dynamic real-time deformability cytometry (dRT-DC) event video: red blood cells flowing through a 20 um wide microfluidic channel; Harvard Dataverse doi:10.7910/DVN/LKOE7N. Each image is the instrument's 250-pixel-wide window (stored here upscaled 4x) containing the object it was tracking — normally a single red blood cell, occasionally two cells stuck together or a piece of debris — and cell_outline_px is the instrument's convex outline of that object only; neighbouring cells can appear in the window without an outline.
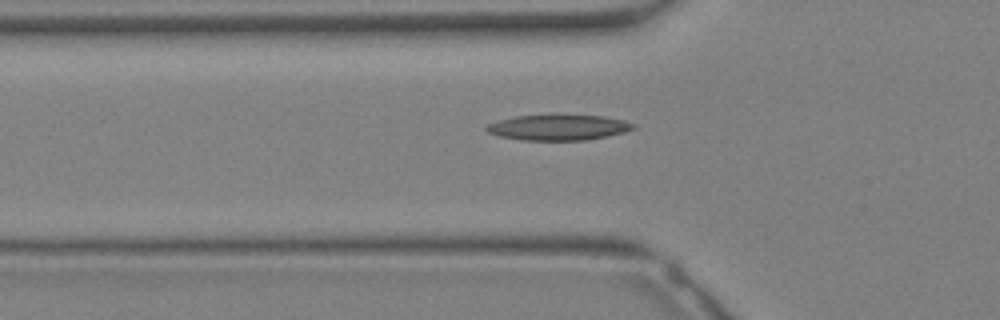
{"species": "Egyptian fruit bat (a non-hibernating species)", "species_latin": "Rousettus aegyptiacus", "temperature_condition": "warm", "stored_images_in_passage": 3, "camera_frame_rate_fps": 3000, "um_per_image_px": 0.085, "animal": {"sex": "female"}, "frame": {"image": 1, "passage_image": 2, "time_ms": 0.333, "image_size_px": [1000, 320], "cell_outline_px": [[636, 128], [624, 132], [608, 136], [584, 140], [520, 140], [500, 136], [488, 132], [484, 128], [488, 124], [500, 120], [516, 116], [604, 116], [624, 120], [636, 124]], "centroid_in_image_um": [47.49, 10.85], "position_along_channel_um": 78.3, "area_um2": 21.5}}